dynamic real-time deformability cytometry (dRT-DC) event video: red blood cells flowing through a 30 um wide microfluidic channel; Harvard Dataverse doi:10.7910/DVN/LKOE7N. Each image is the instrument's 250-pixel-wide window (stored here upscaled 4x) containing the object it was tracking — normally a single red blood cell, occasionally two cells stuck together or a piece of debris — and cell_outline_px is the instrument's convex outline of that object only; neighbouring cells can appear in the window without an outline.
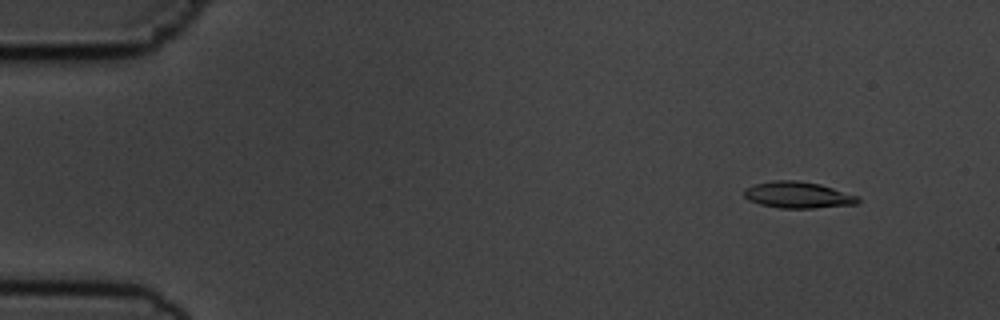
{"species": "common noctule bat (a hibernating species)", "species_latin": "Nyctalus noctula", "temperature_condition": "cold", "stored_images_in_passage": 56, "camera_frame_rate_fps": 3000, "um_per_image_px": 0.085, "animal": {"sex": "male", "body_mass_g": 19.5, "forearm_length_mm": 54.6}, "frame": {"image": 1, "passage_image": 6, "time_ms": 1.667, "image_size_px": [1000, 320], "cell_outline_px": [[860, 200], [856, 204], [812, 208], [780, 208], [760, 204], [748, 200], [744, 196], [744, 192], [748, 188], [756, 184], [772, 180], [796, 180], [820, 184], [860, 196]], "centroid_in_image_um": [67.85, 16.57], "position_along_channel_um": 17.1, "area_um2": 17.46}}
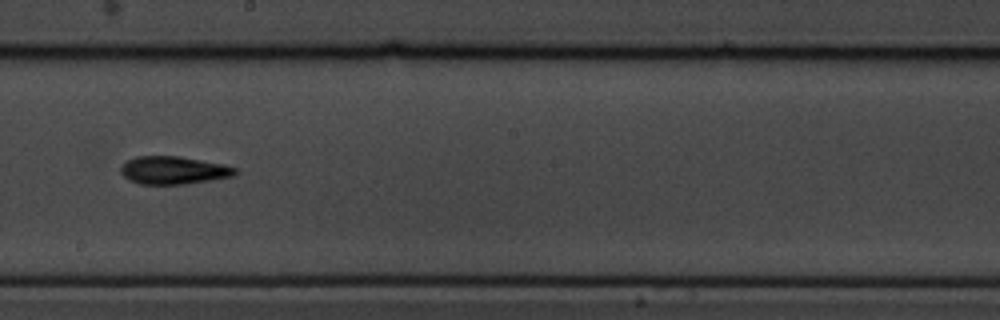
{"frame": {"image": 2, "passage_image": 32, "time_ms": 10.333, "image_size_px": [1000, 320], "cell_outline_px": [[240, 172], [232, 176], [184, 184], [140, 184], [128, 180], [120, 172], [120, 168], [128, 160], [136, 156], [180, 156], [224, 164], [236, 168]], "centroid_in_image_um": [14.75, 14.47], "position_along_channel_um": 233.5, "area_um2": 18.55}}
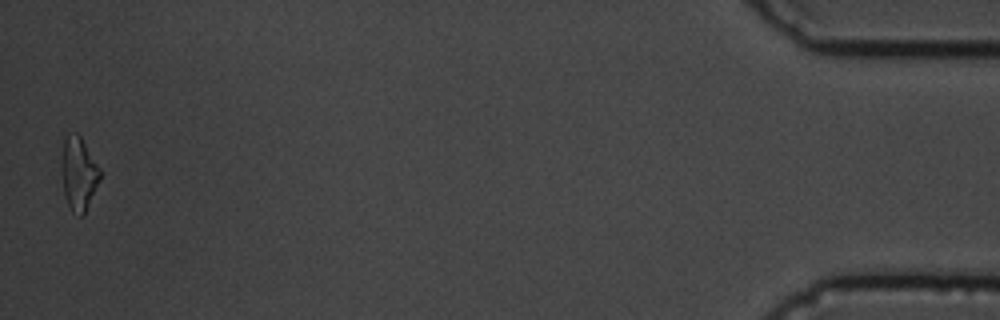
{"frame": {"image": 3, "passage_image": 55, "time_ms": 18.0, "image_size_px": [1000, 320], "cell_outline_px": [[100, 180], [84, 216], [80, 216], [72, 212], [68, 204], [64, 192], [64, 136], [68, 132], [76, 132], [80, 136], [100, 168]], "centroid_in_image_um": [6.74, 14.78], "position_along_channel_um": 428.5, "area_um2": 15.9}, "authors_computed_cell_mechanics": {"area_um2": 17.4556, "velocity_mm_per_s": 3.6841, "shape_relaxation_time_tau1_ms": 3.4811, "shape_relaxation_time_tau2_ms": 3.4682, "deformation_change_tau1": 0.1742, "deformation_change_tau2": 0.1246}}